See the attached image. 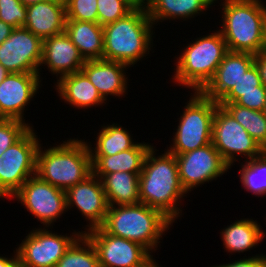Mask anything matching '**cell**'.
I'll return each instance as SVG.
<instances>
[{"mask_svg": "<svg viewBox=\"0 0 266 267\" xmlns=\"http://www.w3.org/2000/svg\"><path fill=\"white\" fill-rule=\"evenodd\" d=\"M127 69L131 68L120 62L96 59L86 60L81 71L108 102L112 97L120 99L128 95L130 78Z\"/></svg>", "mask_w": 266, "mask_h": 267, "instance_id": "obj_18", "label": "cell"}, {"mask_svg": "<svg viewBox=\"0 0 266 267\" xmlns=\"http://www.w3.org/2000/svg\"><path fill=\"white\" fill-rule=\"evenodd\" d=\"M240 164V165H239ZM237 164L241 189L251 195L264 198L266 196V151L248 161Z\"/></svg>", "mask_w": 266, "mask_h": 267, "instance_id": "obj_29", "label": "cell"}, {"mask_svg": "<svg viewBox=\"0 0 266 267\" xmlns=\"http://www.w3.org/2000/svg\"><path fill=\"white\" fill-rule=\"evenodd\" d=\"M51 229V230H50ZM72 229L63 234L52 227H37L26 233L20 244H16L18 266L20 267H56L71 244L83 233Z\"/></svg>", "mask_w": 266, "mask_h": 267, "instance_id": "obj_9", "label": "cell"}, {"mask_svg": "<svg viewBox=\"0 0 266 267\" xmlns=\"http://www.w3.org/2000/svg\"><path fill=\"white\" fill-rule=\"evenodd\" d=\"M42 83L39 73H9L0 83V118L20 120L34 127L26 121L24 112L29 110L27 107L37 94H41Z\"/></svg>", "mask_w": 266, "mask_h": 267, "instance_id": "obj_13", "label": "cell"}, {"mask_svg": "<svg viewBox=\"0 0 266 267\" xmlns=\"http://www.w3.org/2000/svg\"><path fill=\"white\" fill-rule=\"evenodd\" d=\"M263 113H264V115L266 117V101H265V106H264V109H263Z\"/></svg>", "mask_w": 266, "mask_h": 267, "instance_id": "obj_45", "label": "cell"}, {"mask_svg": "<svg viewBox=\"0 0 266 267\" xmlns=\"http://www.w3.org/2000/svg\"><path fill=\"white\" fill-rule=\"evenodd\" d=\"M24 206L40 224L38 227H52L66 214V192L42 180L38 175L31 176L10 198Z\"/></svg>", "mask_w": 266, "mask_h": 267, "instance_id": "obj_11", "label": "cell"}, {"mask_svg": "<svg viewBox=\"0 0 266 267\" xmlns=\"http://www.w3.org/2000/svg\"><path fill=\"white\" fill-rule=\"evenodd\" d=\"M65 33L85 61L103 59V26L99 23L66 20Z\"/></svg>", "mask_w": 266, "mask_h": 267, "instance_id": "obj_25", "label": "cell"}, {"mask_svg": "<svg viewBox=\"0 0 266 267\" xmlns=\"http://www.w3.org/2000/svg\"><path fill=\"white\" fill-rule=\"evenodd\" d=\"M139 175L117 171L106 174L101 178L109 206L137 204L140 202Z\"/></svg>", "mask_w": 266, "mask_h": 267, "instance_id": "obj_27", "label": "cell"}, {"mask_svg": "<svg viewBox=\"0 0 266 267\" xmlns=\"http://www.w3.org/2000/svg\"><path fill=\"white\" fill-rule=\"evenodd\" d=\"M266 92V87L262 84L259 71L253 64L239 79L231 90L218 103H235L241 93Z\"/></svg>", "mask_w": 266, "mask_h": 267, "instance_id": "obj_31", "label": "cell"}, {"mask_svg": "<svg viewBox=\"0 0 266 267\" xmlns=\"http://www.w3.org/2000/svg\"><path fill=\"white\" fill-rule=\"evenodd\" d=\"M27 6L20 0H0V20L14 28L26 23Z\"/></svg>", "mask_w": 266, "mask_h": 267, "instance_id": "obj_35", "label": "cell"}, {"mask_svg": "<svg viewBox=\"0 0 266 267\" xmlns=\"http://www.w3.org/2000/svg\"><path fill=\"white\" fill-rule=\"evenodd\" d=\"M85 63L76 45L63 32L43 40L42 58L38 70L40 80L43 81L42 68L56 77L58 81L61 77L81 71Z\"/></svg>", "mask_w": 266, "mask_h": 267, "instance_id": "obj_17", "label": "cell"}, {"mask_svg": "<svg viewBox=\"0 0 266 267\" xmlns=\"http://www.w3.org/2000/svg\"><path fill=\"white\" fill-rule=\"evenodd\" d=\"M154 30L146 8L133 9L124 18L103 26V59L136 67L150 58V51L154 53Z\"/></svg>", "mask_w": 266, "mask_h": 267, "instance_id": "obj_3", "label": "cell"}, {"mask_svg": "<svg viewBox=\"0 0 266 267\" xmlns=\"http://www.w3.org/2000/svg\"><path fill=\"white\" fill-rule=\"evenodd\" d=\"M13 29L14 27L0 20V44L3 43L10 36Z\"/></svg>", "mask_w": 266, "mask_h": 267, "instance_id": "obj_40", "label": "cell"}, {"mask_svg": "<svg viewBox=\"0 0 266 267\" xmlns=\"http://www.w3.org/2000/svg\"><path fill=\"white\" fill-rule=\"evenodd\" d=\"M213 7L214 0H148L146 9L157 28L160 22H188L189 19L193 22L197 16L208 14L207 11Z\"/></svg>", "mask_w": 266, "mask_h": 267, "instance_id": "obj_22", "label": "cell"}, {"mask_svg": "<svg viewBox=\"0 0 266 267\" xmlns=\"http://www.w3.org/2000/svg\"><path fill=\"white\" fill-rule=\"evenodd\" d=\"M57 97L64 101L69 107L75 110L86 111L94 107H101L107 104L102 96L97 91V88L90 82L87 76L82 72H74L61 77L58 81L54 82ZM94 106V107H93Z\"/></svg>", "mask_w": 266, "mask_h": 267, "instance_id": "obj_20", "label": "cell"}, {"mask_svg": "<svg viewBox=\"0 0 266 267\" xmlns=\"http://www.w3.org/2000/svg\"><path fill=\"white\" fill-rule=\"evenodd\" d=\"M94 245L100 267H137L152 253L141 244L96 227L84 233Z\"/></svg>", "mask_w": 266, "mask_h": 267, "instance_id": "obj_14", "label": "cell"}, {"mask_svg": "<svg viewBox=\"0 0 266 267\" xmlns=\"http://www.w3.org/2000/svg\"><path fill=\"white\" fill-rule=\"evenodd\" d=\"M236 259L237 260L230 259V263L227 262L220 265H211L209 267H266V254L262 252L255 255L252 254V256H249L248 254V257H240V259Z\"/></svg>", "mask_w": 266, "mask_h": 267, "instance_id": "obj_36", "label": "cell"}, {"mask_svg": "<svg viewBox=\"0 0 266 267\" xmlns=\"http://www.w3.org/2000/svg\"><path fill=\"white\" fill-rule=\"evenodd\" d=\"M3 255L0 254V267H17L18 266V256H17L16 249L13 250L12 256L5 255V254Z\"/></svg>", "mask_w": 266, "mask_h": 267, "instance_id": "obj_39", "label": "cell"}, {"mask_svg": "<svg viewBox=\"0 0 266 267\" xmlns=\"http://www.w3.org/2000/svg\"><path fill=\"white\" fill-rule=\"evenodd\" d=\"M67 211L73 208L81 213L87 225H82L83 233L100 227L108 212L109 204L103 189L101 179L93 173L66 191Z\"/></svg>", "mask_w": 266, "mask_h": 267, "instance_id": "obj_16", "label": "cell"}, {"mask_svg": "<svg viewBox=\"0 0 266 267\" xmlns=\"http://www.w3.org/2000/svg\"><path fill=\"white\" fill-rule=\"evenodd\" d=\"M66 4L58 0H45L27 6V28L42 41L65 32Z\"/></svg>", "mask_w": 266, "mask_h": 267, "instance_id": "obj_21", "label": "cell"}, {"mask_svg": "<svg viewBox=\"0 0 266 267\" xmlns=\"http://www.w3.org/2000/svg\"><path fill=\"white\" fill-rule=\"evenodd\" d=\"M58 1H61V2H63V3H66L67 0H58Z\"/></svg>", "mask_w": 266, "mask_h": 267, "instance_id": "obj_46", "label": "cell"}, {"mask_svg": "<svg viewBox=\"0 0 266 267\" xmlns=\"http://www.w3.org/2000/svg\"><path fill=\"white\" fill-rule=\"evenodd\" d=\"M158 151L153 145L145 157L139 175L140 203L159 210L174 224L184 215V198L189 195L181 185L175 155L166 148L164 153Z\"/></svg>", "mask_w": 266, "mask_h": 267, "instance_id": "obj_1", "label": "cell"}, {"mask_svg": "<svg viewBox=\"0 0 266 267\" xmlns=\"http://www.w3.org/2000/svg\"><path fill=\"white\" fill-rule=\"evenodd\" d=\"M66 20L98 23L97 0H67Z\"/></svg>", "mask_w": 266, "mask_h": 267, "instance_id": "obj_33", "label": "cell"}, {"mask_svg": "<svg viewBox=\"0 0 266 267\" xmlns=\"http://www.w3.org/2000/svg\"><path fill=\"white\" fill-rule=\"evenodd\" d=\"M212 144L231 168L243 159L248 161L264 152L245 128L219 104L212 121Z\"/></svg>", "mask_w": 266, "mask_h": 267, "instance_id": "obj_10", "label": "cell"}, {"mask_svg": "<svg viewBox=\"0 0 266 267\" xmlns=\"http://www.w3.org/2000/svg\"><path fill=\"white\" fill-rule=\"evenodd\" d=\"M153 144L145 141L137 142L131 149L111 156H91L93 174L100 179L113 172L140 174L147 152Z\"/></svg>", "mask_w": 266, "mask_h": 267, "instance_id": "obj_24", "label": "cell"}, {"mask_svg": "<svg viewBox=\"0 0 266 267\" xmlns=\"http://www.w3.org/2000/svg\"><path fill=\"white\" fill-rule=\"evenodd\" d=\"M255 218H241L237 219L230 225L221 228L220 238L223 243L224 251L229 253V256L238 253L242 255L256 247L261 245L264 238H266L265 230H262L259 220H254ZM242 253V254H241Z\"/></svg>", "mask_w": 266, "mask_h": 267, "instance_id": "obj_23", "label": "cell"}, {"mask_svg": "<svg viewBox=\"0 0 266 267\" xmlns=\"http://www.w3.org/2000/svg\"><path fill=\"white\" fill-rule=\"evenodd\" d=\"M97 136L93 138V142L89 139L86 140L91 156H111L119 152L131 149L137 142L125 126L118 122H113L107 125L103 123L100 128L97 129ZM94 144V145H93ZM93 146V147H92Z\"/></svg>", "mask_w": 266, "mask_h": 267, "instance_id": "obj_26", "label": "cell"}, {"mask_svg": "<svg viewBox=\"0 0 266 267\" xmlns=\"http://www.w3.org/2000/svg\"><path fill=\"white\" fill-rule=\"evenodd\" d=\"M100 227L110 235L137 242L155 254L160 251L161 240L174 226L159 210L139 202L109 206Z\"/></svg>", "mask_w": 266, "mask_h": 267, "instance_id": "obj_6", "label": "cell"}, {"mask_svg": "<svg viewBox=\"0 0 266 267\" xmlns=\"http://www.w3.org/2000/svg\"><path fill=\"white\" fill-rule=\"evenodd\" d=\"M175 157L181 185L189 195L193 189L216 181L231 171L212 143Z\"/></svg>", "mask_w": 266, "mask_h": 267, "instance_id": "obj_12", "label": "cell"}, {"mask_svg": "<svg viewBox=\"0 0 266 267\" xmlns=\"http://www.w3.org/2000/svg\"><path fill=\"white\" fill-rule=\"evenodd\" d=\"M228 51L258 54L266 41V0H214ZM222 9V10H221ZM222 22V23H221Z\"/></svg>", "mask_w": 266, "mask_h": 267, "instance_id": "obj_2", "label": "cell"}, {"mask_svg": "<svg viewBox=\"0 0 266 267\" xmlns=\"http://www.w3.org/2000/svg\"><path fill=\"white\" fill-rule=\"evenodd\" d=\"M10 72L0 64V83L8 76Z\"/></svg>", "mask_w": 266, "mask_h": 267, "instance_id": "obj_43", "label": "cell"}, {"mask_svg": "<svg viewBox=\"0 0 266 267\" xmlns=\"http://www.w3.org/2000/svg\"><path fill=\"white\" fill-rule=\"evenodd\" d=\"M254 64L259 71L262 84L266 87V53L255 54Z\"/></svg>", "mask_w": 266, "mask_h": 267, "instance_id": "obj_38", "label": "cell"}, {"mask_svg": "<svg viewBox=\"0 0 266 267\" xmlns=\"http://www.w3.org/2000/svg\"><path fill=\"white\" fill-rule=\"evenodd\" d=\"M125 1L132 9L146 8L148 0H123Z\"/></svg>", "mask_w": 266, "mask_h": 267, "instance_id": "obj_41", "label": "cell"}, {"mask_svg": "<svg viewBox=\"0 0 266 267\" xmlns=\"http://www.w3.org/2000/svg\"><path fill=\"white\" fill-rule=\"evenodd\" d=\"M31 127L18 141L0 156V199L10 198L36 174L40 135Z\"/></svg>", "mask_w": 266, "mask_h": 267, "instance_id": "obj_8", "label": "cell"}, {"mask_svg": "<svg viewBox=\"0 0 266 267\" xmlns=\"http://www.w3.org/2000/svg\"><path fill=\"white\" fill-rule=\"evenodd\" d=\"M209 32V33H208ZM205 35L183 43L182 49L173 58L172 83L189 89L187 92H200L211 80L217 67L228 52L226 42L219 29L208 30ZM212 32V33H211Z\"/></svg>", "mask_w": 266, "mask_h": 267, "instance_id": "obj_4", "label": "cell"}, {"mask_svg": "<svg viewBox=\"0 0 266 267\" xmlns=\"http://www.w3.org/2000/svg\"><path fill=\"white\" fill-rule=\"evenodd\" d=\"M255 54L228 51L213 77L200 91L206 98L219 102L237 84L239 79L253 64Z\"/></svg>", "mask_w": 266, "mask_h": 267, "instance_id": "obj_19", "label": "cell"}, {"mask_svg": "<svg viewBox=\"0 0 266 267\" xmlns=\"http://www.w3.org/2000/svg\"><path fill=\"white\" fill-rule=\"evenodd\" d=\"M31 127L20 120L0 118V156Z\"/></svg>", "mask_w": 266, "mask_h": 267, "instance_id": "obj_34", "label": "cell"}, {"mask_svg": "<svg viewBox=\"0 0 266 267\" xmlns=\"http://www.w3.org/2000/svg\"><path fill=\"white\" fill-rule=\"evenodd\" d=\"M240 123L249 135L266 151V117L263 111L249 109L236 103H218Z\"/></svg>", "mask_w": 266, "mask_h": 267, "instance_id": "obj_28", "label": "cell"}, {"mask_svg": "<svg viewBox=\"0 0 266 267\" xmlns=\"http://www.w3.org/2000/svg\"><path fill=\"white\" fill-rule=\"evenodd\" d=\"M264 52L266 53V41H265V48H264Z\"/></svg>", "mask_w": 266, "mask_h": 267, "instance_id": "obj_47", "label": "cell"}, {"mask_svg": "<svg viewBox=\"0 0 266 267\" xmlns=\"http://www.w3.org/2000/svg\"><path fill=\"white\" fill-rule=\"evenodd\" d=\"M20 1L23 5L28 6L45 0H20Z\"/></svg>", "mask_w": 266, "mask_h": 267, "instance_id": "obj_44", "label": "cell"}, {"mask_svg": "<svg viewBox=\"0 0 266 267\" xmlns=\"http://www.w3.org/2000/svg\"><path fill=\"white\" fill-rule=\"evenodd\" d=\"M174 126L167 151L179 155L212 143V121L218 102L191 92Z\"/></svg>", "mask_w": 266, "mask_h": 267, "instance_id": "obj_7", "label": "cell"}, {"mask_svg": "<svg viewBox=\"0 0 266 267\" xmlns=\"http://www.w3.org/2000/svg\"><path fill=\"white\" fill-rule=\"evenodd\" d=\"M266 101V92L241 93L236 104L249 109L263 111Z\"/></svg>", "mask_w": 266, "mask_h": 267, "instance_id": "obj_37", "label": "cell"}, {"mask_svg": "<svg viewBox=\"0 0 266 267\" xmlns=\"http://www.w3.org/2000/svg\"><path fill=\"white\" fill-rule=\"evenodd\" d=\"M43 41L25 27L14 28L0 44V64L10 73H38Z\"/></svg>", "mask_w": 266, "mask_h": 267, "instance_id": "obj_15", "label": "cell"}, {"mask_svg": "<svg viewBox=\"0 0 266 267\" xmlns=\"http://www.w3.org/2000/svg\"><path fill=\"white\" fill-rule=\"evenodd\" d=\"M153 253L151 256H149L142 264L138 265L137 267H163L156 261V257Z\"/></svg>", "mask_w": 266, "mask_h": 267, "instance_id": "obj_42", "label": "cell"}, {"mask_svg": "<svg viewBox=\"0 0 266 267\" xmlns=\"http://www.w3.org/2000/svg\"><path fill=\"white\" fill-rule=\"evenodd\" d=\"M92 173L91 154L84 138L69 137L60 143L57 141L53 146L48 143L47 147L40 144L36 175L54 187L66 191Z\"/></svg>", "mask_w": 266, "mask_h": 267, "instance_id": "obj_5", "label": "cell"}, {"mask_svg": "<svg viewBox=\"0 0 266 267\" xmlns=\"http://www.w3.org/2000/svg\"><path fill=\"white\" fill-rule=\"evenodd\" d=\"M56 267H100V263L94 245L82 233L67 249Z\"/></svg>", "mask_w": 266, "mask_h": 267, "instance_id": "obj_30", "label": "cell"}, {"mask_svg": "<svg viewBox=\"0 0 266 267\" xmlns=\"http://www.w3.org/2000/svg\"><path fill=\"white\" fill-rule=\"evenodd\" d=\"M132 10L123 0H97L98 23L101 26L124 18Z\"/></svg>", "mask_w": 266, "mask_h": 267, "instance_id": "obj_32", "label": "cell"}]
</instances>
